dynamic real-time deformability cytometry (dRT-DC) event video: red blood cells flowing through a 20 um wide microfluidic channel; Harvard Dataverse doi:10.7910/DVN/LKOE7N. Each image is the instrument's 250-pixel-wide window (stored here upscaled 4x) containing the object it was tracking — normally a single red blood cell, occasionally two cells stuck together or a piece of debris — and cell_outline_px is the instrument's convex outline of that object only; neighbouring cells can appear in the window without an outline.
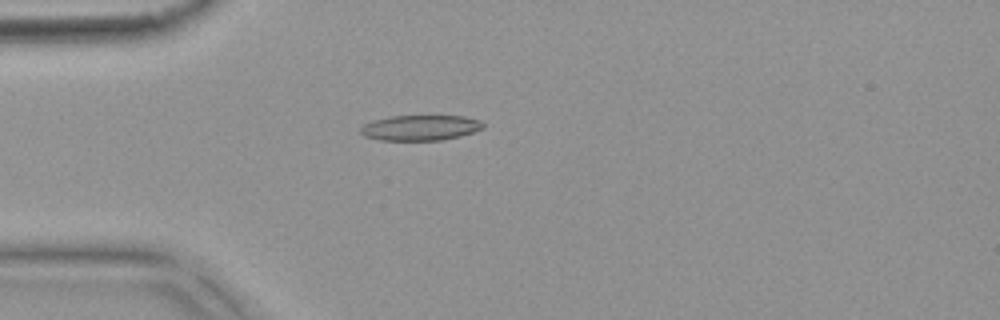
{"species": "common noctule bat (a hibernating species)", "species_latin": "Nyctalus noctula", "temperature_condition": "warm", "stored_images_in_passage": 5, "camera_frame_rate_fps": 3000, "um_per_image_px": 0.085, "animal": {"sex": "female", "body_mass_g": 18.4}, "frame": {"image": 1, "passage_image": 5, "time_ms": 1.333, "image_size_px": [1000, 320], "cell_outline_px": [[484, 128], [460, 136], [444, 140], [380, 140], [364, 136], [360, 132], [360, 128], [364, 124], [372, 120], [392, 116], [464, 116], [480, 120], [484, 124]], "centroid_in_image_um": [35.73, 10.86], "position_along_channel_um": 49.3, "area_um2": 18.15}}